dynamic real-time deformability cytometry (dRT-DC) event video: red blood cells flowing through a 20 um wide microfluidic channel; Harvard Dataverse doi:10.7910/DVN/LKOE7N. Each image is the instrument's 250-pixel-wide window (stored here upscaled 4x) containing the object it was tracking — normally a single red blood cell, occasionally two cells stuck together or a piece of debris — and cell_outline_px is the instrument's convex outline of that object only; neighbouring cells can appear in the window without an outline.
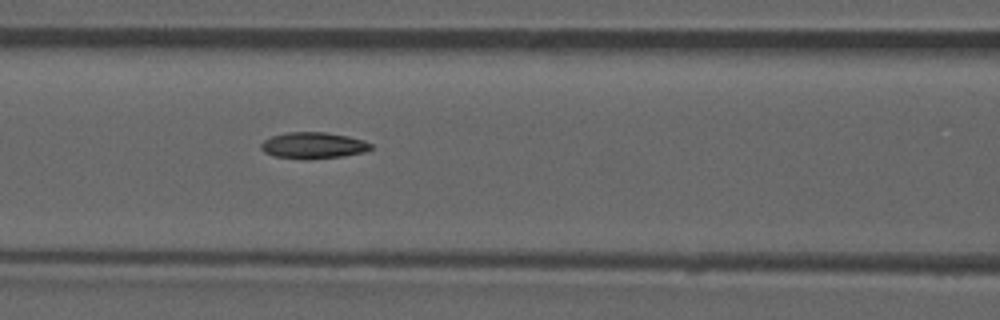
{"species": "common noctule bat (a hibernating species)", "species_latin": "Nyctalus noctula", "temperature_condition": "room temperature", "stored_images_in_passage": 50, "camera_frame_rate_fps": 3000, "um_per_image_px": 0.085, "animal": {"sex": "male", "forearm_length_mm": 52.5}, "frame": {"image": 1, "passage_image": 22, "time_ms": 7.0, "image_size_px": [1000, 320], "cell_outline_px": [[372, 148], [364, 152], [344, 156], [308, 160], [304, 160], [272, 156], [264, 152], [260, 148], [260, 144], [264, 140], [272, 136], [288, 132], [324, 132], [348, 136], [364, 140], [372, 144]], "centroid_in_image_um": [26.61, 12.38], "position_along_channel_um": 140.0, "area_um2": 17.11}, "authors_computed_cell_mechanics": {"area_um2": 16.9354, "velocity_mm_per_s": 3.8981, "shape_relaxation_time_tau1_ms": null, "shape_relaxation_time_tau2_ms": 6.4303, "deformation_change_tau1": null, "deformation_change_tau2": 0.1442}}